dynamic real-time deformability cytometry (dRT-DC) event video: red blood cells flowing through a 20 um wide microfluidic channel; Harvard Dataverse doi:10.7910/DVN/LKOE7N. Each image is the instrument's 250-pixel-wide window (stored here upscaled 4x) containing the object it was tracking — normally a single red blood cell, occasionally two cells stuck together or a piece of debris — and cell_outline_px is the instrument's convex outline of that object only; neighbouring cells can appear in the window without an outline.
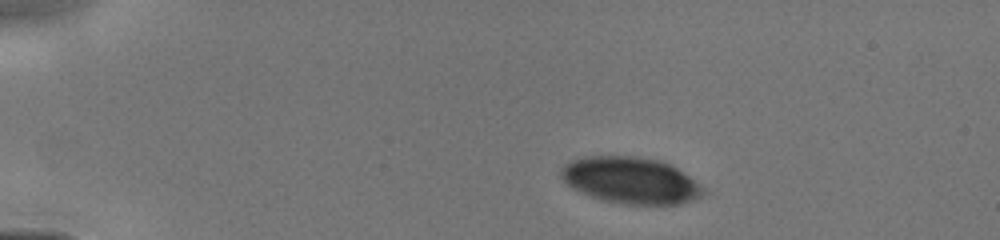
{"species": "human", "species_latin": "Homo sapiens", "temperature_condition": "cold", "stored_images_in_passage": 13, "camera_frame_rate_fps": 3000, "um_per_image_px": 0.085, "donor": {"sex": "male"}, "frame": {"image": 1, "passage_image": 1, "time_ms": 0.0, "image_size_px": [1000, 240], "cell_outline_px": [[708, 192], [700, 196], [680, 204], [624, 204], [604, 200], [580, 192], [572, 188], [560, 176], [560, 168], [564, 164], [572, 160], [584, 156], [632, 156], [660, 160], [676, 168], [700, 184]], "centroid_in_image_um": [53.59, 15.32], "position_along_channel_um": 31.4, "area_um2": 38.32}}
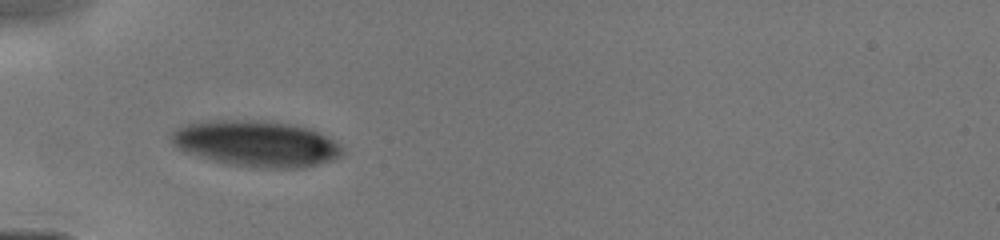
{"frame": {"image": 2, "passage_image": 8, "time_ms": 2.333, "image_size_px": [1000, 240], "cell_outline_px": [[344, 152], [340, 156], [316, 164], [296, 168], [260, 168], [228, 164], [200, 156], [176, 148], [172, 144], [168, 136], [176, 128], [184, 124], [208, 120], [264, 120], [292, 124], [312, 128], [320, 132], [332, 140]], "centroid_in_image_um": [21.72, 12.18], "position_along_channel_um": 63.3, "area_um2": 45.78}}
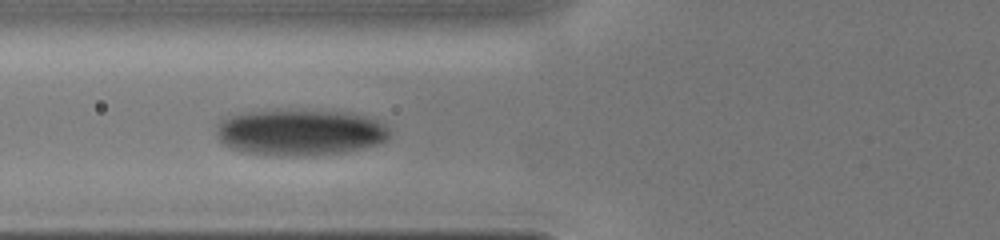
{"frame": {"image": 3, "passage_image": 12, "time_ms": 3.333, "image_size_px": [1000, 240], "cell_outline_px": [[388, 140], [376, 144], [344, 152], [312, 156], [280, 156], [244, 152], [228, 148], [220, 140], [216, 132], [216, 124], [220, 120], [232, 116], [252, 112], [336, 112], [364, 116], [376, 120], [384, 124], [388, 128]], "centroid_in_image_um": [25.48, 11.3], "position_along_channel_um": 100.3, "area_um2": 45.66}}